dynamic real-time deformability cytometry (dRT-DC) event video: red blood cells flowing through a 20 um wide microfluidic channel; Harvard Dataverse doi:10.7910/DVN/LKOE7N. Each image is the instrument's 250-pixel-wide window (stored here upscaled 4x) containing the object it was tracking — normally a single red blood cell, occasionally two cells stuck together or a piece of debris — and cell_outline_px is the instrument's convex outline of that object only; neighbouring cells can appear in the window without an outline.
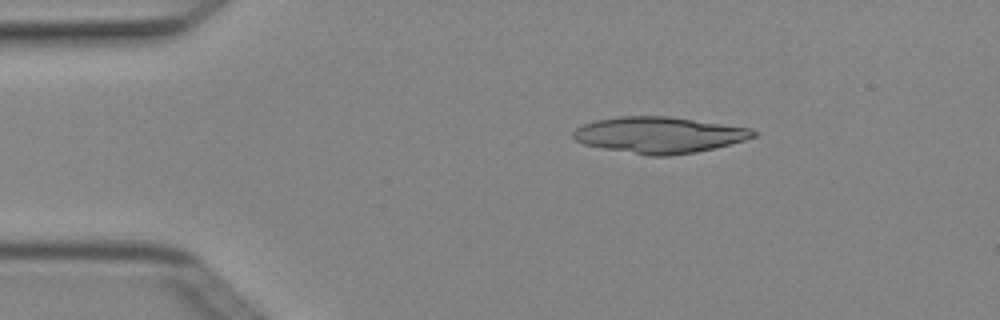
{"species": "Egyptian fruit bat (a non-hibernating species)", "species_latin": "Rousettus aegyptiacus", "temperature_condition": "cold", "stored_images_in_passage": 6, "segment_of_instrument_passage": [1, 2], "camera_frame_rate_fps": 3000, "um_per_image_px": 0.085, "animal": {"sex": "female"}, "frame": {"image": 1, "passage_image": 1, "time_ms": 0.0, "image_size_px": [1000, 320], "cell_outline_px": [[760, 132], [756, 136], [744, 140], [696, 152], [668, 156], [648, 156], [604, 148], [584, 144], [576, 140], [572, 136], [572, 132], [576, 128], [584, 124], [596, 120], [620, 116], [668, 116], [752, 128]], "centroid_in_image_um": [56.04, 11.47], "position_along_channel_um": 29.0, "area_um2": 37.92}}